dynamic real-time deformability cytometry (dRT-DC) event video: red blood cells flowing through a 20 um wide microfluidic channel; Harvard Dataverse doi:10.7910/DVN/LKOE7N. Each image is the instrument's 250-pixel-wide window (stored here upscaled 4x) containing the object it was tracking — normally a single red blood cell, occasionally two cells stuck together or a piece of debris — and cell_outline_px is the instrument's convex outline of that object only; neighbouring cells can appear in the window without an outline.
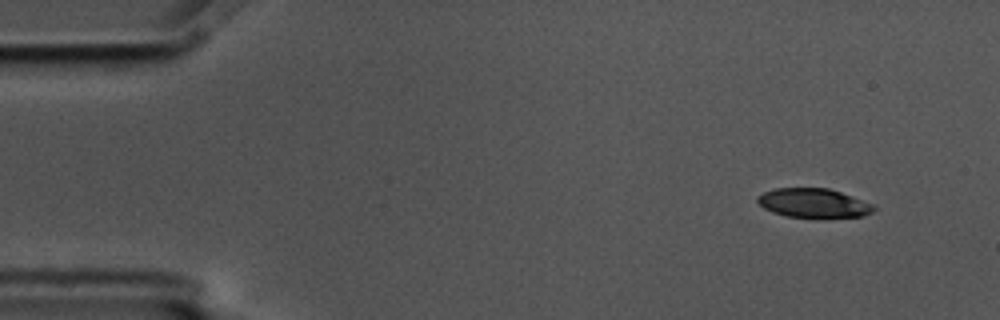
{"species": "common noctule bat (a hibernating species)", "species_latin": "Nyctalus noctula", "temperature_condition": "cold", "stored_images_in_passage": 5, "camera_frame_rate_fps": 3000, "um_per_image_px": 0.085, "animal": {"sex": "male", "body_mass_g": 17.5, "forearm_length_mm": 52.3}, "frame": {"image": 1, "passage_image": 1, "time_ms": 0.0, "image_size_px": [1000, 320], "cell_outline_px": [[876, 208], [872, 212], [864, 216], [820, 220], [788, 216], [772, 212], [756, 204], [756, 196], [764, 192], [776, 188], [828, 188], [840, 192], [872, 204]], "centroid_in_image_um": [69.13, 17.3], "position_along_channel_um": 15.9, "area_um2": 20.4}}
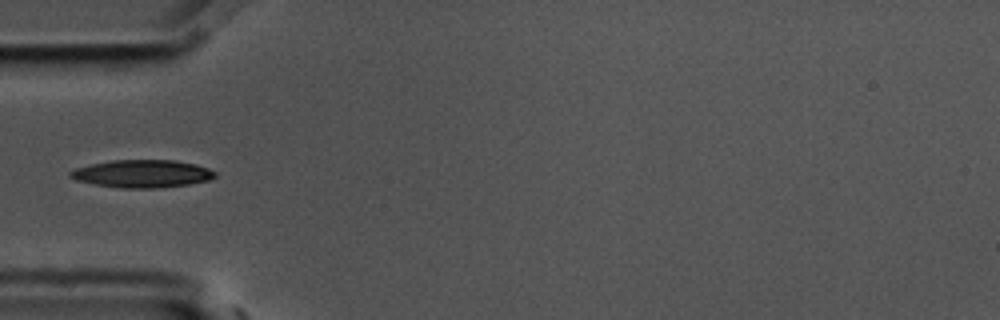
{"frame": {"image": 2, "passage_image": 4, "time_ms": 1.0, "image_size_px": [1000, 320], "cell_outline_px": [[216, 176], [208, 180], [188, 184], [156, 188], [120, 188], [92, 184], [76, 180], [68, 176], [68, 172], [76, 168], [92, 164], [112, 160], [176, 160], [196, 164], [208, 168], [216, 172]], "centroid_in_image_um": [12.07, 14.76], "position_along_channel_um": 72.9, "area_um2": 23.41}}